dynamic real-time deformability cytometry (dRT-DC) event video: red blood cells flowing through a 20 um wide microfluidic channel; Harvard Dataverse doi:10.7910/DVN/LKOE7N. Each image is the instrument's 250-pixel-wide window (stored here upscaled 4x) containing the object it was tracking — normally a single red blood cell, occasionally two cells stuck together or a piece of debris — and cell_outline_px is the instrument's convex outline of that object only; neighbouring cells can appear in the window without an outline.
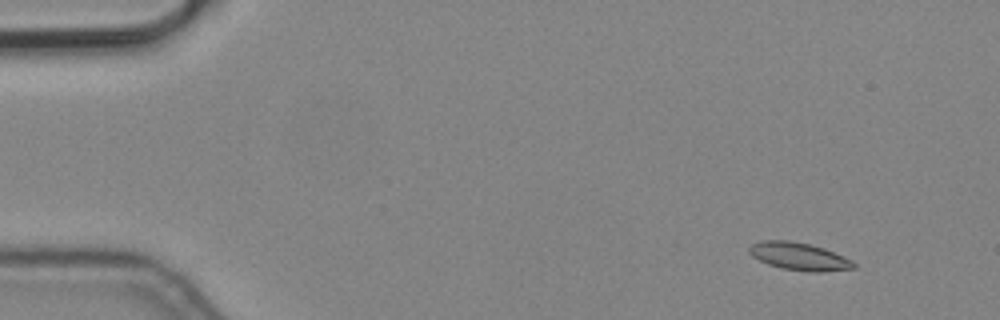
{"species": "common noctule bat (a hibernating species)", "species_latin": "Nyctalus noctula", "temperature_condition": "cold", "stored_images_in_passage": 6, "camera_frame_rate_fps": 3000, "um_per_image_px": 0.085, "animal": {"sex": "male", "body_mass_g": 19.2, "forearm_length_mm": 51.8}, "frame": {"image": 1, "passage_image": 2, "time_ms": 0.333, "image_size_px": [1000, 320], "cell_outline_px": [[856, 268], [820, 272], [812, 272], [784, 268], [768, 264], [752, 256], [748, 252], [748, 248], [752, 244], [764, 240], [788, 240], [808, 244], [824, 248], [852, 260], [856, 264]], "centroid_in_image_um": [67.93, 21.79], "position_along_channel_um": 17.1, "area_um2": 16.65}}
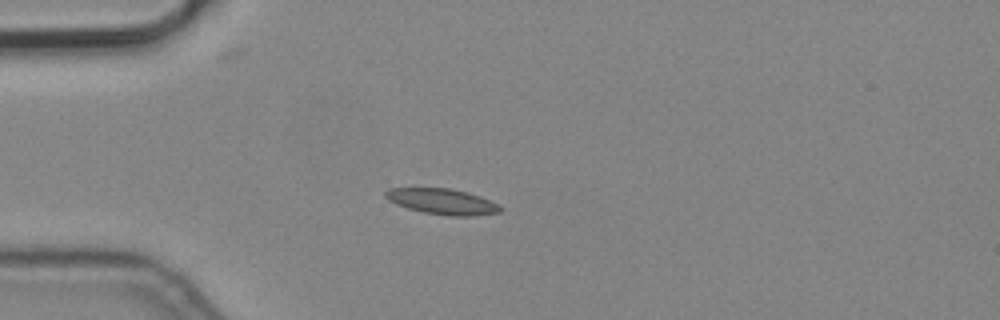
{"frame": {"image": 2, "passage_image": 5, "time_ms": 1.333, "image_size_px": [1000, 320], "cell_outline_px": [[504, 208], [500, 212], [472, 216], [448, 216], [424, 212], [408, 208], [396, 204], [388, 200], [384, 196], [384, 192], [388, 188], [448, 188], [468, 192], [480, 196]], "centroid_in_image_um": [37.57, 17.13], "position_along_channel_um": 47.4, "area_um2": 17.17}}
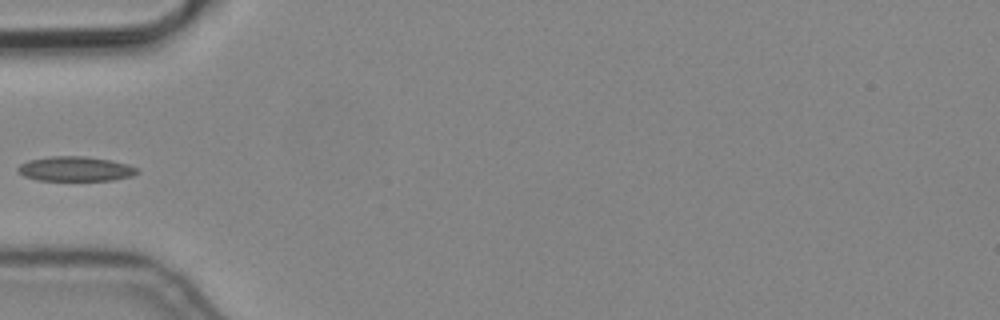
{"frame": {"image": 3, "passage_image": 6, "time_ms": 1.667, "image_size_px": [1000, 320], "cell_outline_px": [[140, 172], [132, 176], [112, 180], [36, 180], [24, 176], [16, 168], [20, 164], [28, 160], [52, 156], [84, 156], [108, 160], [128, 164], [136, 168]], "centroid_in_image_um": [6.4, 14.35], "position_along_channel_um": 78.6, "area_um2": 17.05}}